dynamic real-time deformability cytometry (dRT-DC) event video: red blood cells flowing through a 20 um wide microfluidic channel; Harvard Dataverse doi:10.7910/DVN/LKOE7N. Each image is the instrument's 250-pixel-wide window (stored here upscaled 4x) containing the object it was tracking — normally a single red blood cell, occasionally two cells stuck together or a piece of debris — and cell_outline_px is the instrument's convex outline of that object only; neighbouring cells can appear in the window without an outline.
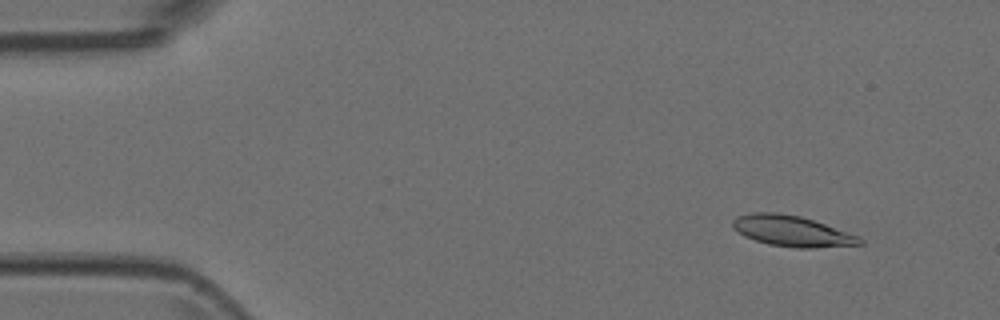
{"species": "Egyptian fruit bat (a non-hibernating species)", "species_latin": "Rousettus aegyptiacus", "temperature_condition": "room temperature", "stored_images_in_passage": 3, "camera_frame_rate_fps": 3000, "um_per_image_px": 0.085, "animal": {"sex": "female"}, "frame": {"image": 1, "passage_image": 1, "time_ms": 0.0, "image_size_px": [1000, 320], "cell_outline_px": [[864, 244], [816, 248], [796, 248], [768, 244], [744, 236], [732, 228], [732, 220], [736, 216], [752, 212], [776, 212], [800, 216], [824, 224], [856, 236], [864, 240]], "centroid_in_image_um": [67.26, 19.64], "position_along_channel_um": 17.7, "area_um2": 22.66}}
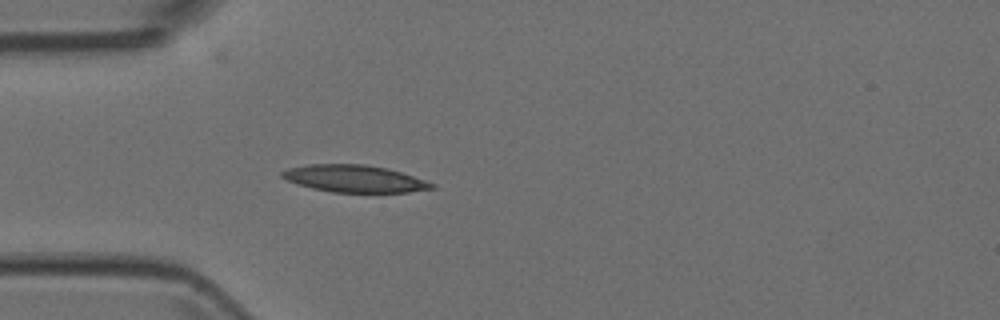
{"frame": {"image": 2, "passage_image": 3, "time_ms": 0.667, "image_size_px": [1000, 320], "cell_outline_px": [[436, 188], [408, 192], [332, 192], [312, 188], [288, 180], [280, 176], [280, 172], [288, 168], [308, 164], [364, 164], [384, 168], [400, 172], [436, 184]], "centroid_in_image_um": [30.12, 15.18], "position_along_channel_um": 54.9, "area_um2": 23.41}}